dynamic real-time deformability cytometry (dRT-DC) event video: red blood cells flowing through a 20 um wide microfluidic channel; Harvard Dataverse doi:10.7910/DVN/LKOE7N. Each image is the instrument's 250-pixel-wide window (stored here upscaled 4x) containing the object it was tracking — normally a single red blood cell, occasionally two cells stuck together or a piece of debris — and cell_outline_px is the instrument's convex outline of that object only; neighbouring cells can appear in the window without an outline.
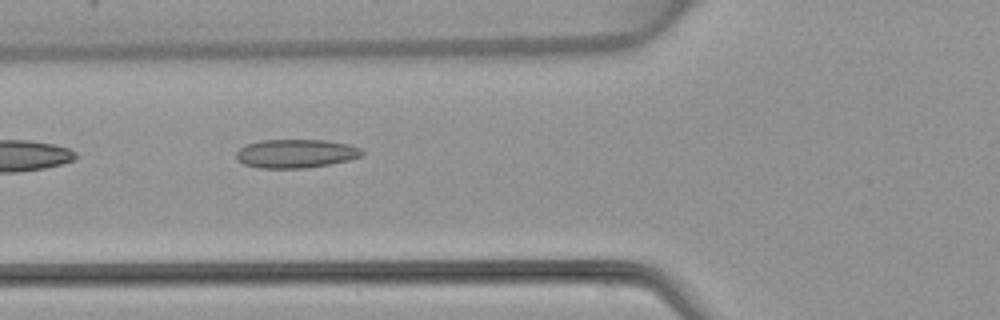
{"species": "common noctule bat (a hibernating species)", "species_latin": "Nyctalus noctula", "temperature_condition": "warm", "stored_images_in_passage": 6, "camera_frame_rate_fps": 3000, "um_per_image_px": 0.085, "animal": {"sex": "female", "body_mass_g": 22.7, "forearm_length_mm": 54.2}, "frame": {"image": 1, "passage_image": 3, "time_ms": 5.667, "image_size_px": [1000, 320], "cell_outline_px": [[364, 152], [360, 156], [348, 160], [308, 168], [260, 168], [244, 164], [236, 160], [236, 152], [244, 144], [260, 140], [328, 140], [348, 144], [360, 148]], "centroid_in_image_um": [25.1, 13.05], "position_along_channel_um": 100.7, "area_um2": 21.1}}
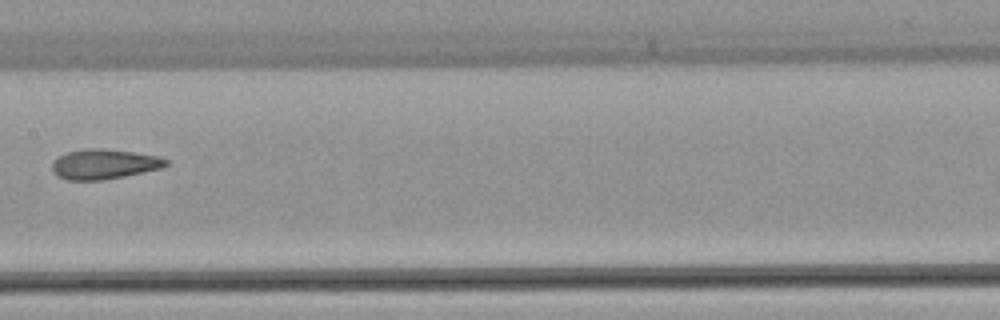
{"frame": {"image": 2, "passage_image": 5, "time_ms": 8.0, "image_size_px": [1000, 320], "cell_outline_px": [[168, 164], [160, 168], [124, 176], [100, 180], [68, 180], [56, 176], [52, 172], [52, 164], [60, 156], [68, 152], [84, 148], [96, 148], [132, 152], [160, 156], [168, 160]], "centroid_in_image_um": [8.83, 13.95], "position_along_channel_um": 198.6, "area_um2": 19.65}}
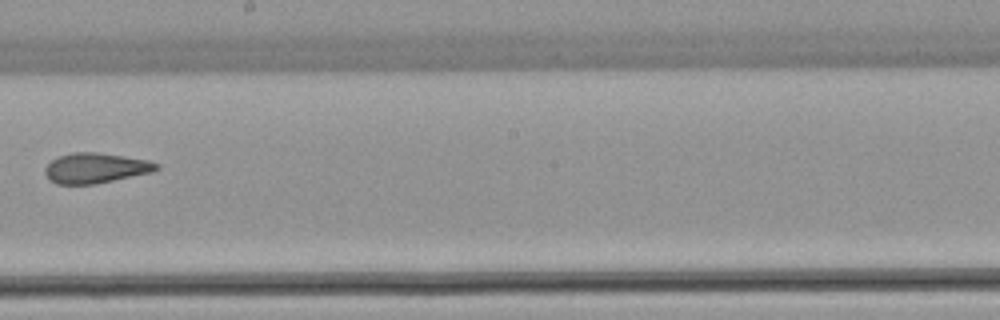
{"frame": {"image": 3, "passage_image": 6, "time_ms": 9.0, "image_size_px": [1000, 320], "cell_outline_px": [[160, 168], [152, 172], [96, 184], [56, 184], [48, 180], [44, 172], [44, 168], [52, 160], [60, 156], [72, 152], [96, 152], [124, 156], [148, 160], [160, 164]], "centroid_in_image_um": [8.12, 14.29], "position_along_channel_um": 240.1, "area_um2": 19.71}}